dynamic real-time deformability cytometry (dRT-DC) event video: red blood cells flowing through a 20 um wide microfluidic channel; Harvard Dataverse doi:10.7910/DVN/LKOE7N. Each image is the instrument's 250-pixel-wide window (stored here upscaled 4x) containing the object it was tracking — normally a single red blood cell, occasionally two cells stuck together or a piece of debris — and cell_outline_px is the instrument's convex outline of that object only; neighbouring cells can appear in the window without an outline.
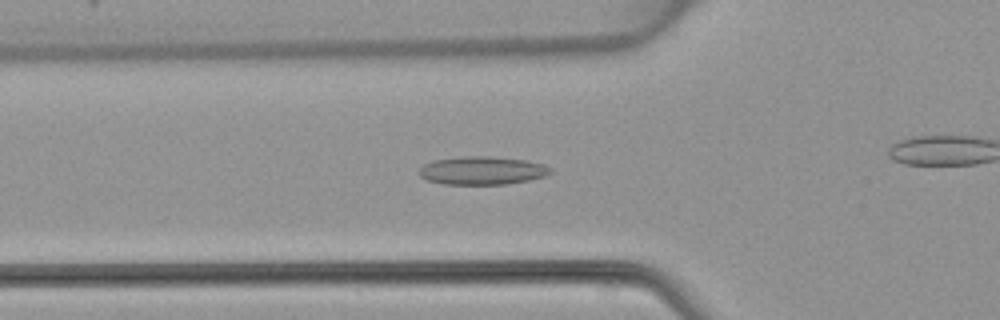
{"species": "common noctule bat (a hibernating species)", "species_latin": "Nyctalus noctula", "temperature_condition": "warm", "stored_images_in_passage": 39, "camera_frame_rate_fps": 3000, "um_per_image_px": 0.085, "animal": {"sex": "female", "body_mass_g": 22.7, "forearm_length_mm": 54.2}, "frame": {"image": 1, "passage_image": 17, "time_ms": 5.333, "image_size_px": [1000, 320], "cell_outline_px": [[552, 172], [544, 176], [528, 180], [504, 184], [444, 184], [428, 180], [420, 176], [420, 168], [424, 164], [432, 160], [464, 156], [488, 156], [524, 160], [544, 164], [552, 168]], "centroid_in_image_um": [40.98, 14.49], "position_along_channel_um": 84.8, "area_um2": 21.44}}
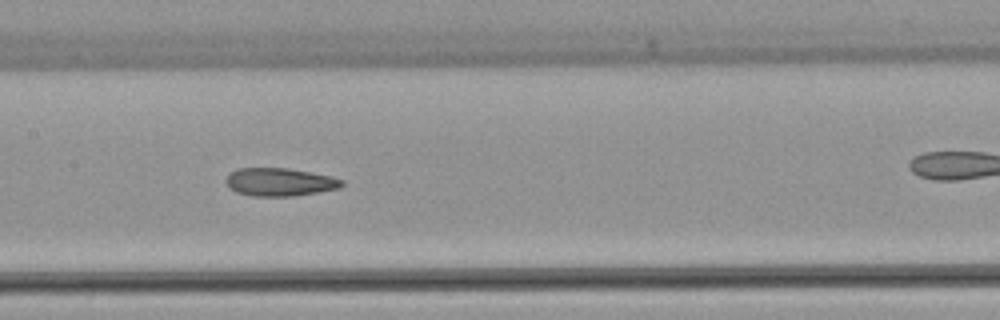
{"frame": {"image": 2, "passage_image": 24, "time_ms": 7.667, "image_size_px": [1000, 320], "cell_outline_px": [[344, 184], [340, 188], [320, 192], [292, 196], [252, 196], [236, 192], [228, 188], [228, 176], [236, 168], [288, 168], [332, 176], [344, 180]], "centroid_in_image_um": [23.82, 15.47], "position_along_channel_um": 183.6, "area_um2": 18.96}}
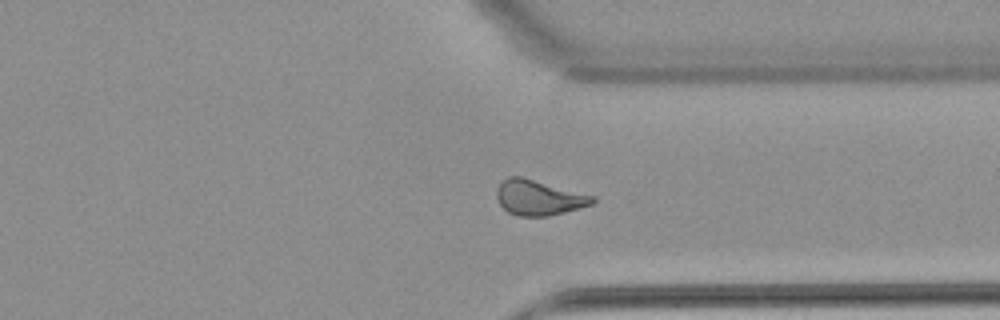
{"frame": {"image": 3, "passage_image": 37, "time_ms": 12.0, "image_size_px": [1000, 320], "cell_outline_px": [[596, 200], [592, 204], [564, 212], [548, 216], [520, 216], [508, 212], [500, 204], [496, 196], [496, 188], [508, 176], [520, 176], [596, 196]], "centroid_in_image_um": [45.79, 16.79], "position_along_channel_um": 365.6, "area_um2": 19.54}}